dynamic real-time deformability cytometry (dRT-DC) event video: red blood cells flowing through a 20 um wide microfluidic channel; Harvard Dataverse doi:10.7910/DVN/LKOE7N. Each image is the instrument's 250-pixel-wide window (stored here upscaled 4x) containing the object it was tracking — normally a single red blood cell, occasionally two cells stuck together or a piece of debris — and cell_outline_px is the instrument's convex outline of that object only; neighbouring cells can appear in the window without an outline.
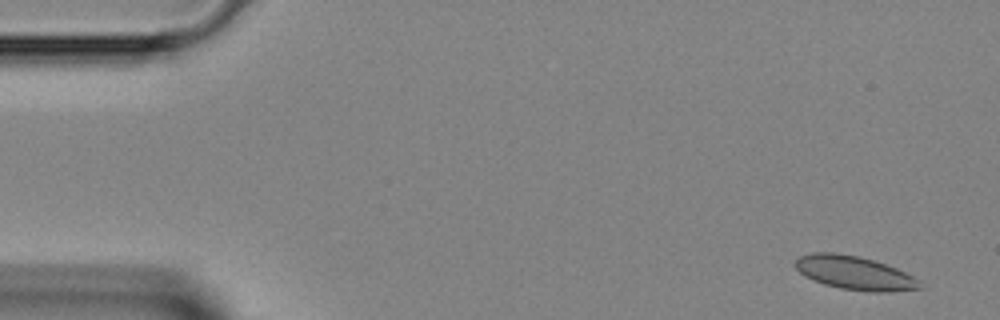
{"species": "Egyptian fruit bat (a non-hibernating species)", "species_latin": "Rousettus aegyptiacus", "temperature_condition": "room temperature", "stored_images_in_passage": 39, "camera_frame_rate_fps": 3000, "um_per_image_px": 0.085, "animal": {"sex": "female"}, "frame": {"image": 1, "passage_image": 1, "time_ms": 0.0, "image_size_px": [1000, 320], "cell_outline_px": [[924, 288], [888, 292], [872, 292], [840, 288], [824, 284], [804, 276], [792, 264], [800, 256], [812, 252], [832, 252], [860, 256], [896, 268], [920, 280]], "centroid_in_image_um": [72.63, 23.2], "position_along_channel_um": 12.4, "area_um2": 24.45}}
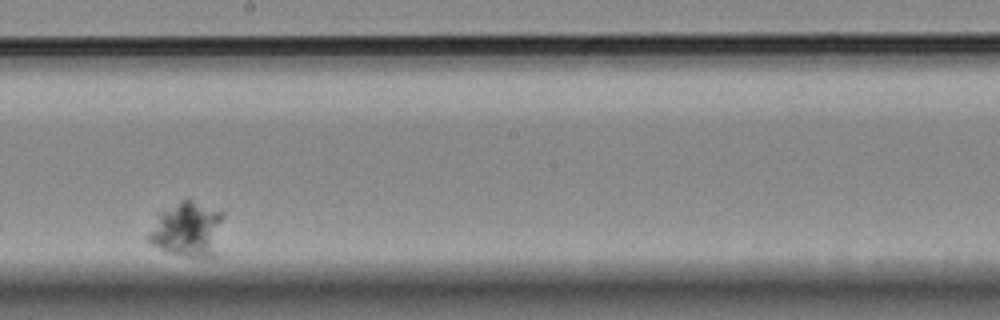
{"frame": {"image": 2, "passage_image": 27, "time_ms": 8.667, "image_size_px": [1000, 320], "cell_outline_px": [[224, 216], [216, 260], [188, 256], [168, 252], [152, 244], [144, 236], [160, 212], [180, 200], [192, 200], [224, 212]], "centroid_in_image_um": [15.97, 19.53], "position_along_channel_um": 232.2, "area_um2": 24.57}}
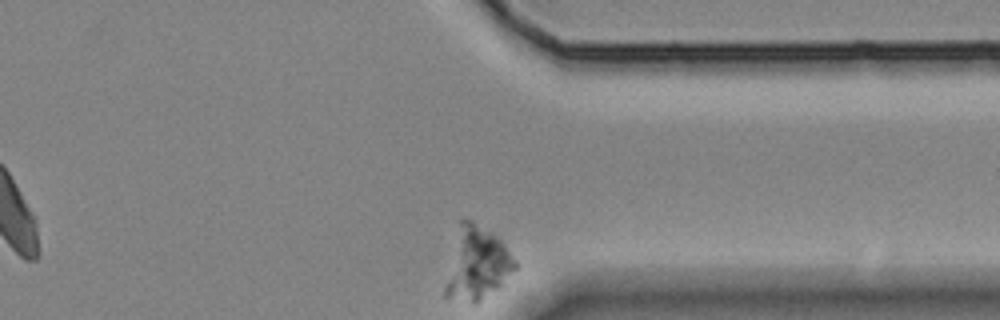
{"frame": {"image": 3, "passage_image": 39, "time_ms": 12.667, "image_size_px": [1000, 320], "cell_outline_px": [[520, 264], [500, 288], [476, 304], [472, 304], [444, 296], [444, 288], [460, 220], [472, 220], [492, 232], [504, 244]], "centroid_in_image_um": [40.59, 22.45], "position_along_channel_um": 370.8, "area_um2": 29.59}}